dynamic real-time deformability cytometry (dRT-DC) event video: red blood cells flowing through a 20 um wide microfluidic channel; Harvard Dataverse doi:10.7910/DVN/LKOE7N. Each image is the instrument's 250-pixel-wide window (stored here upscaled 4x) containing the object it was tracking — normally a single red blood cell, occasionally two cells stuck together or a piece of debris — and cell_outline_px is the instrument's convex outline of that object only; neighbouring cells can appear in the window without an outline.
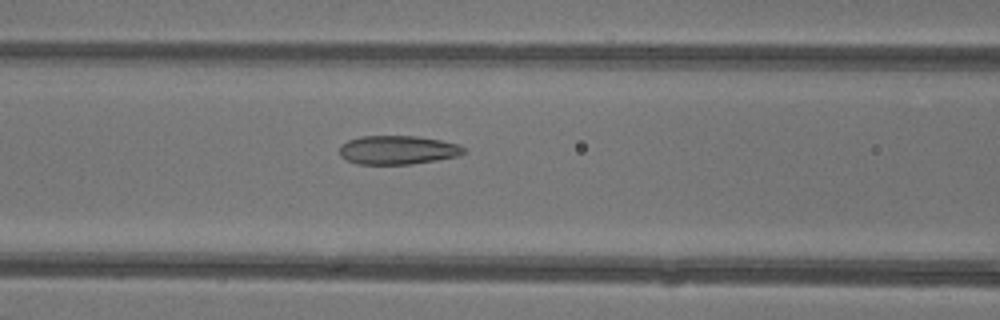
{"species": "common noctule bat (a hibernating species)", "species_latin": "Nyctalus noctula", "temperature_condition": "warm", "stored_images_in_passage": 10, "camera_frame_rate_fps": 3000, "um_per_image_px": 0.085, "animal": {"sex": "female"}, "frame": {"image": 1, "passage_image": 6, "time_ms": 1.667, "image_size_px": [1000, 320], "cell_outline_px": [[468, 152], [460, 156], [412, 164], [356, 164], [340, 156], [340, 144], [348, 140], [360, 136], [416, 136], [440, 140], [460, 144]], "centroid_in_image_um": [33.83, 12.75], "position_along_channel_um": 132.8, "area_um2": 21.04}}
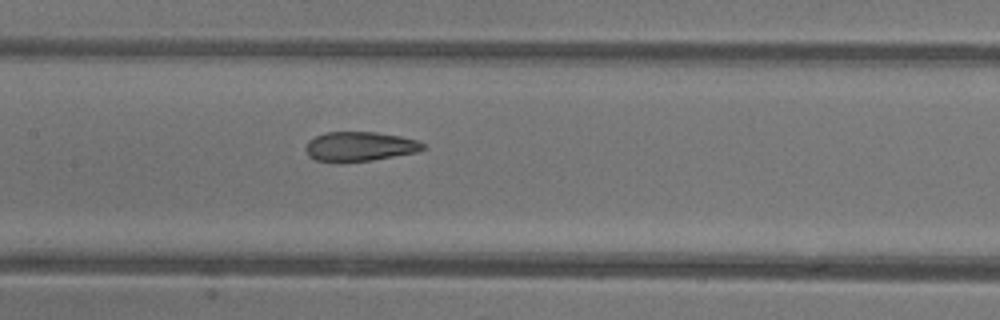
{"frame": {"image": 2, "passage_image": 9, "time_ms": 2.667, "image_size_px": [1000, 320], "cell_outline_px": [[428, 148], [416, 152], [372, 160], [336, 164], [316, 160], [308, 156], [304, 148], [308, 140], [316, 136], [328, 132], [376, 132], [400, 136], [416, 140], [424, 144]], "centroid_in_image_um": [30.53, 12.47], "position_along_channel_um": 176.9, "area_um2": 20.52}}